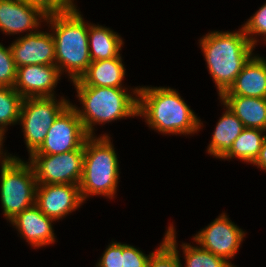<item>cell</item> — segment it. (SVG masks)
I'll list each match as a JSON object with an SVG mask.
<instances>
[{
    "label": "cell",
    "mask_w": 266,
    "mask_h": 267,
    "mask_svg": "<svg viewBox=\"0 0 266 267\" xmlns=\"http://www.w3.org/2000/svg\"><path fill=\"white\" fill-rule=\"evenodd\" d=\"M137 116L162 134L190 135L201 128V120L179 93L168 87H138Z\"/></svg>",
    "instance_id": "obj_1"
},
{
    "label": "cell",
    "mask_w": 266,
    "mask_h": 267,
    "mask_svg": "<svg viewBox=\"0 0 266 267\" xmlns=\"http://www.w3.org/2000/svg\"><path fill=\"white\" fill-rule=\"evenodd\" d=\"M76 8L48 15L43 20L53 31L55 65L61 74L65 70L72 82L79 80L92 62L88 45L89 23L84 22Z\"/></svg>",
    "instance_id": "obj_2"
},
{
    "label": "cell",
    "mask_w": 266,
    "mask_h": 267,
    "mask_svg": "<svg viewBox=\"0 0 266 267\" xmlns=\"http://www.w3.org/2000/svg\"><path fill=\"white\" fill-rule=\"evenodd\" d=\"M199 43L209 74L221 96L229 90L243 66L254 55L255 47L249 42L243 27L236 32L213 31L203 36Z\"/></svg>",
    "instance_id": "obj_3"
},
{
    "label": "cell",
    "mask_w": 266,
    "mask_h": 267,
    "mask_svg": "<svg viewBox=\"0 0 266 267\" xmlns=\"http://www.w3.org/2000/svg\"><path fill=\"white\" fill-rule=\"evenodd\" d=\"M77 97L83 105H72L89 136H94V125L105 124L124 117L137 116L138 88L133 89L135 97L126 88L75 86ZM133 96V97H132Z\"/></svg>",
    "instance_id": "obj_4"
},
{
    "label": "cell",
    "mask_w": 266,
    "mask_h": 267,
    "mask_svg": "<svg viewBox=\"0 0 266 267\" xmlns=\"http://www.w3.org/2000/svg\"><path fill=\"white\" fill-rule=\"evenodd\" d=\"M107 134L89 136L84 143V165L79 183L83 202L88 196L113 198L119 179V162Z\"/></svg>",
    "instance_id": "obj_5"
},
{
    "label": "cell",
    "mask_w": 266,
    "mask_h": 267,
    "mask_svg": "<svg viewBox=\"0 0 266 267\" xmlns=\"http://www.w3.org/2000/svg\"><path fill=\"white\" fill-rule=\"evenodd\" d=\"M0 167L1 205L5 218L10 221L35 205L37 181L31 164L17 156L11 155Z\"/></svg>",
    "instance_id": "obj_6"
},
{
    "label": "cell",
    "mask_w": 266,
    "mask_h": 267,
    "mask_svg": "<svg viewBox=\"0 0 266 267\" xmlns=\"http://www.w3.org/2000/svg\"><path fill=\"white\" fill-rule=\"evenodd\" d=\"M39 97L23 99L19 124L22 125L28 153L36 152L43 144L50 126L58 115L70 104L61 97Z\"/></svg>",
    "instance_id": "obj_7"
},
{
    "label": "cell",
    "mask_w": 266,
    "mask_h": 267,
    "mask_svg": "<svg viewBox=\"0 0 266 267\" xmlns=\"http://www.w3.org/2000/svg\"><path fill=\"white\" fill-rule=\"evenodd\" d=\"M29 160L37 184L79 185L84 165V145L61 154H31Z\"/></svg>",
    "instance_id": "obj_8"
},
{
    "label": "cell",
    "mask_w": 266,
    "mask_h": 267,
    "mask_svg": "<svg viewBox=\"0 0 266 267\" xmlns=\"http://www.w3.org/2000/svg\"><path fill=\"white\" fill-rule=\"evenodd\" d=\"M89 137L70 103L50 126L43 144L32 154H61L81 148Z\"/></svg>",
    "instance_id": "obj_9"
},
{
    "label": "cell",
    "mask_w": 266,
    "mask_h": 267,
    "mask_svg": "<svg viewBox=\"0 0 266 267\" xmlns=\"http://www.w3.org/2000/svg\"><path fill=\"white\" fill-rule=\"evenodd\" d=\"M245 234L243 229L229 220L226 213H223L206 228L199 231L193 240L201 248L229 262V259H232L237 253Z\"/></svg>",
    "instance_id": "obj_10"
},
{
    "label": "cell",
    "mask_w": 266,
    "mask_h": 267,
    "mask_svg": "<svg viewBox=\"0 0 266 267\" xmlns=\"http://www.w3.org/2000/svg\"><path fill=\"white\" fill-rule=\"evenodd\" d=\"M82 203L79 185L37 184L35 205L55 221L75 211Z\"/></svg>",
    "instance_id": "obj_11"
},
{
    "label": "cell",
    "mask_w": 266,
    "mask_h": 267,
    "mask_svg": "<svg viewBox=\"0 0 266 267\" xmlns=\"http://www.w3.org/2000/svg\"><path fill=\"white\" fill-rule=\"evenodd\" d=\"M61 73L56 65H27L17 68L14 89L25 98L55 97ZM53 91V92H52Z\"/></svg>",
    "instance_id": "obj_12"
},
{
    "label": "cell",
    "mask_w": 266,
    "mask_h": 267,
    "mask_svg": "<svg viewBox=\"0 0 266 267\" xmlns=\"http://www.w3.org/2000/svg\"><path fill=\"white\" fill-rule=\"evenodd\" d=\"M17 68L27 65H55V45L52 33L37 31L26 34L11 46Z\"/></svg>",
    "instance_id": "obj_13"
},
{
    "label": "cell",
    "mask_w": 266,
    "mask_h": 267,
    "mask_svg": "<svg viewBox=\"0 0 266 267\" xmlns=\"http://www.w3.org/2000/svg\"><path fill=\"white\" fill-rule=\"evenodd\" d=\"M46 17L39 8L22 0H0V30L6 35L27 30L30 31L28 34L35 33Z\"/></svg>",
    "instance_id": "obj_14"
},
{
    "label": "cell",
    "mask_w": 266,
    "mask_h": 267,
    "mask_svg": "<svg viewBox=\"0 0 266 267\" xmlns=\"http://www.w3.org/2000/svg\"><path fill=\"white\" fill-rule=\"evenodd\" d=\"M53 221L55 220L46 216L36 205H33L24 209L9 222L16 226L15 228L28 244L38 248L55 242Z\"/></svg>",
    "instance_id": "obj_15"
},
{
    "label": "cell",
    "mask_w": 266,
    "mask_h": 267,
    "mask_svg": "<svg viewBox=\"0 0 266 267\" xmlns=\"http://www.w3.org/2000/svg\"><path fill=\"white\" fill-rule=\"evenodd\" d=\"M222 95L266 98V59L252 56L237 75L235 82Z\"/></svg>",
    "instance_id": "obj_16"
},
{
    "label": "cell",
    "mask_w": 266,
    "mask_h": 267,
    "mask_svg": "<svg viewBox=\"0 0 266 267\" xmlns=\"http://www.w3.org/2000/svg\"><path fill=\"white\" fill-rule=\"evenodd\" d=\"M125 70L121 56L93 61L73 85L122 88Z\"/></svg>",
    "instance_id": "obj_17"
},
{
    "label": "cell",
    "mask_w": 266,
    "mask_h": 267,
    "mask_svg": "<svg viewBox=\"0 0 266 267\" xmlns=\"http://www.w3.org/2000/svg\"><path fill=\"white\" fill-rule=\"evenodd\" d=\"M220 99L243 123L245 128L266 131V98L221 95Z\"/></svg>",
    "instance_id": "obj_18"
},
{
    "label": "cell",
    "mask_w": 266,
    "mask_h": 267,
    "mask_svg": "<svg viewBox=\"0 0 266 267\" xmlns=\"http://www.w3.org/2000/svg\"><path fill=\"white\" fill-rule=\"evenodd\" d=\"M218 120L207 152L222 159L232 148L234 140L245 129L240 119L228 108Z\"/></svg>",
    "instance_id": "obj_19"
},
{
    "label": "cell",
    "mask_w": 266,
    "mask_h": 267,
    "mask_svg": "<svg viewBox=\"0 0 266 267\" xmlns=\"http://www.w3.org/2000/svg\"><path fill=\"white\" fill-rule=\"evenodd\" d=\"M123 44L121 37L110 28L89 24L88 45L92 62L120 57Z\"/></svg>",
    "instance_id": "obj_20"
},
{
    "label": "cell",
    "mask_w": 266,
    "mask_h": 267,
    "mask_svg": "<svg viewBox=\"0 0 266 267\" xmlns=\"http://www.w3.org/2000/svg\"><path fill=\"white\" fill-rule=\"evenodd\" d=\"M266 131L261 129L245 128L234 140L230 151L222 159L237 158L253 164L258 158Z\"/></svg>",
    "instance_id": "obj_21"
},
{
    "label": "cell",
    "mask_w": 266,
    "mask_h": 267,
    "mask_svg": "<svg viewBox=\"0 0 266 267\" xmlns=\"http://www.w3.org/2000/svg\"><path fill=\"white\" fill-rule=\"evenodd\" d=\"M176 242V233L171 224L159 248L152 252L147 267H183Z\"/></svg>",
    "instance_id": "obj_22"
},
{
    "label": "cell",
    "mask_w": 266,
    "mask_h": 267,
    "mask_svg": "<svg viewBox=\"0 0 266 267\" xmlns=\"http://www.w3.org/2000/svg\"><path fill=\"white\" fill-rule=\"evenodd\" d=\"M23 97L13 87L0 86V131L19 122Z\"/></svg>",
    "instance_id": "obj_23"
},
{
    "label": "cell",
    "mask_w": 266,
    "mask_h": 267,
    "mask_svg": "<svg viewBox=\"0 0 266 267\" xmlns=\"http://www.w3.org/2000/svg\"><path fill=\"white\" fill-rule=\"evenodd\" d=\"M185 267H235L231 262L198 246L182 244Z\"/></svg>",
    "instance_id": "obj_24"
},
{
    "label": "cell",
    "mask_w": 266,
    "mask_h": 267,
    "mask_svg": "<svg viewBox=\"0 0 266 267\" xmlns=\"http://www.w3.org/2000/svg\"><path fill=\"white\" fill-rule=\"evenodd\" d=\"M16 76L17 66L11 48H6L0 43V86L14 87Z\"/></svg>",
    "instance_id": "obj_25"
},
{
    "label": "cell",
    "mask_w": 266,
    "mask_h": 267,
    "mask_svg": "<svg viewBox=\"0 0 266 267\" xmlns=\"http://www.w3.org/2000/svg\"><path fill=\"white\" fill-rule=\"evenodd\" d=\"M245 35L248 37L249 42L255 47L257 44L255 38L257 35L264 36V41H266V3L260 7V9L253 14L250 19L242 26ZM255 34V37L253 35ZM257 34V35H256Z\"/></svg>",
    "instance_id": "obj_26"
},
{
    "label": "cell",
    "mask_w": 266,
    "mask_h": 267,
    "mask_svg": "<svg viewBox=\"0 0 266 267\" xmlns=\"http://www.w3.org/2000/svg\"><path fill=\"white\" fill-rule=\"evenodd\" d=\"M29 5L39 8L43 13L53 15L55 13L70 10L76 5L74 0H22Z\"/></svg>",
    "instance_id": "obj_27"
},
{
    "label": "cell",
    "mask_w": 266,
    "mask_h": 267,
    "mask_svg": "<svg viewBox=\"0 0 266 267\" xmlns=\"http://www.w3.org/2000/svg\"><path fill=\"white\" fill-rule=\"evenodd\" d=\"M134 246L123 244L122 267H147L150 258Z\"/></svg>",
    "instance_id": "obj_28"
},
{
    "label": "cell",
    "mask_w": 266,
    "mask_h": 267,
    "mask_svg": "<svg viewBox=\"0 0 266 267\" xmlns=\"http://www.w3.org/2000/svg\"><path fill=\"white\" fill-rule=\"evenodd\" d=\"M123 244L113 242L108 245L96 267H122Z\"/></svg>",
    "instance_id": "obj_29"
},
{
    "label": "cell",
    "mask_w": 266,
    "mask_h": 267,
    "mask_svg": "<svg viewBox=\"0 0 266 267\" xmlns=\"http://www.w3.org/2000/svg\"><path fill=\"white\" fill-rule=\"evenodd\" d=\"M253 165L258 166V168H261V170H266V138L263 141L259 156Z\"/></svg>",
    "instance_id": "obj_30"
},
{
    "label": "cell",
    "mask_w": 266,
    "mask_h": 267,
    "mask_svg": "<svg viewBox=\"0 0 266 267\" xmlns=\"http://www.w3.org/2000/svg\"><path fill=\"white\" fill-rule=\"evenodd\" d=\"M4 134L2 131H0V160H1V164H5L10 158H11V154L10 155H6V153H3V149L2 146H3V139L5 138L4 137ZM4 154V156L2 155ZM3 159V160H2Z\"/></svg>",
    "instance_id": "obj_31"
}]
</instances>
